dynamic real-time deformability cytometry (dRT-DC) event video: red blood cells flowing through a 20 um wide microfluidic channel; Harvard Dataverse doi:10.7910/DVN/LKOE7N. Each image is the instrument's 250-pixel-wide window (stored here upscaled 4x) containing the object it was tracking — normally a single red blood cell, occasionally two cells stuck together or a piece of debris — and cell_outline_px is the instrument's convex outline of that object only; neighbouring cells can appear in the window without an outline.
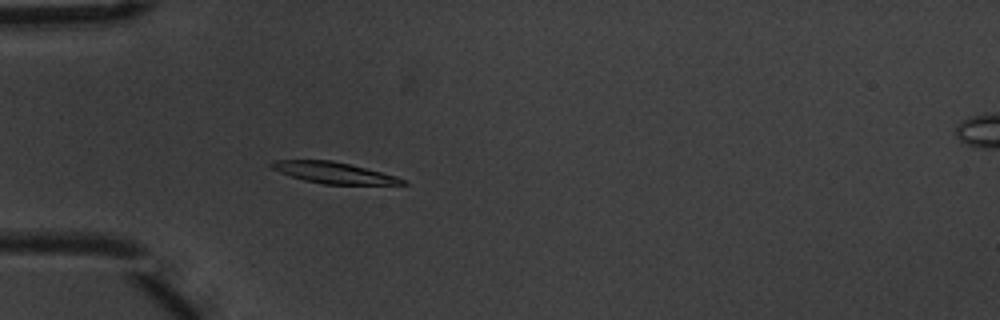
{"species": "common noctule bat (a hibernating species)", "species_latin": "Nyctalus noctula", "temperature_condition": "warm", "stored_images_in_passage": 4, "camera_frame_rate_fps": 3000, "um_per_image_px": 0.085, "animal": {"sex": "male", "body_mass_g": 20.1, "forearm_length_mm": 53.5}, "frame": {"image": 1, "passage_image": 4, "time_ms": 1.0, "image_size_px": [1000, 320], "cell_outline_px": [[408, 184], [324, 184], [304, 180], [280, 172], [272, 168], [268, 164], [272, 160], [332, 160], [396, 176], [408, 180]], "centroid_in_image_um": [28.35, 14.68], "position_along_channel_um": 56.7, "area_um2": 15.95}}